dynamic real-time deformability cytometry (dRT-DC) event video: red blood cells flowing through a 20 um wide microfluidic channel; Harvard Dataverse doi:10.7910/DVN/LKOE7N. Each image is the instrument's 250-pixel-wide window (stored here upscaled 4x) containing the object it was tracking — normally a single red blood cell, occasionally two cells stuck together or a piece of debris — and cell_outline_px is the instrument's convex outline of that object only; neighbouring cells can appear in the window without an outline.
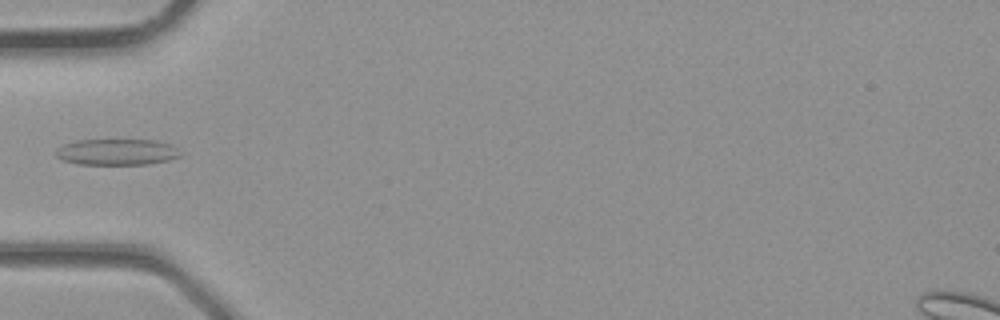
{"species": "common noctule bat (a hibernating species)", "species_latin": "Nyctalus noctula", "temperature_condition": "room temperature", "stored_images_in_passage": 4, "camera_frame_rate_fps": 3000, "um_per_image_px": 0.085, "animal": {"sex": "male", "body_mass_g": 23.1, "forearm_length_mm": 52.7}, "frame": {"image": 1, "passage_image": 4, "time_ms": 1.0, "image_size_px": [1000, 320], "cell_outline_px": [[180, 156], [168, 160], [148, 164], [80, 164], [64, 160], [56, 156], [56, 152], [64, 144], [76, 140], [156, 140], [172, 144], [180, 152]], "centroid_in_image_um": [9.97, 12.91], "position_along_channel_um": 75.0, "area_um2": 18.79}}